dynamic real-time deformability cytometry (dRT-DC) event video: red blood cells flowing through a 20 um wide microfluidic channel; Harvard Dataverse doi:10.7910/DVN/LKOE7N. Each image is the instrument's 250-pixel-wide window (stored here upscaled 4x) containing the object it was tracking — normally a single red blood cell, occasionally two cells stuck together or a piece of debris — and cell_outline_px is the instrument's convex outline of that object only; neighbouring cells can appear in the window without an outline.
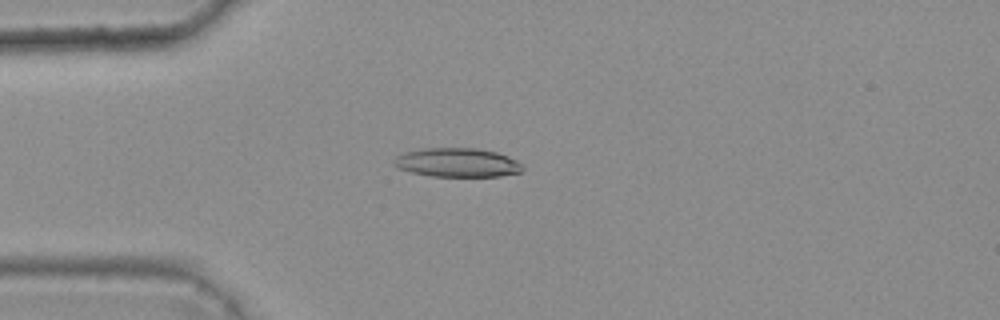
{"species": "common noctule bat (a hibernating species)", "species_latin": "Nyctalus noctula", "temperature_condition": "warm", "stored_images_in_passage": 4, "camera_frame_rate_fps": 3000, "um_per_image_px": 0.085, "animal": {"sex": "female", "body_mass_g": 25.1}, "frame": {"image": 1, "passage_image": 4, "time_ms": 1.0, "image_size_px": [1000, 320], "cell_outline_px": [[524, 172], [500, 176], [432, 176], [412, 172], [396, 168], [392, 164], [392, 160], [396, 156], [404, 152], [424, 148], [476, 148], [496, 152], [508, 156], [524, 164]], "centroid_in_image_um": [38.88, 13.82], "position_along_channel_um": 46.1, "area_um2": 21.96}}